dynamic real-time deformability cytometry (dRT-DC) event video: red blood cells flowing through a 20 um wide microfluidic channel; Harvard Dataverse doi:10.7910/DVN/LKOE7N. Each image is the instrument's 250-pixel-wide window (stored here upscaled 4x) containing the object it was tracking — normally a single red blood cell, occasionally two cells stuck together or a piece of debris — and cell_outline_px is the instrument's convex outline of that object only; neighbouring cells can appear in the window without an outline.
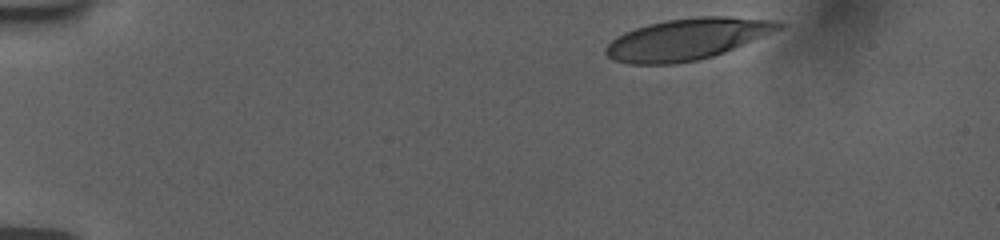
{"species": "human", "species_latin": "Homo sapiens", "temperature_condition": "room temperature", "stored_images_in_passage": 23, "camera_frame_rate_fps": 3000, "um_per_image_px": 0.085, "donor": {"sex": "female"}, "frame": {"image": 1, "passage_image": 1, "time_ms": 0.0, "image_size_px": [1000, 240], "cell_outline_px": [[784, 28], [724, 52], [712, 56], [696, 60], [676, 64], [628, 64], [612, 60], [604, 52], [604, 48], [616, 36], [624, 32], [648, 24], [668, 20], [696, 16], [728, 16], [776, 20], [784, 24]], "centroid_in_image_um": [58.4, 3.32], "position_along_channel_um": 26.6, "area_um2": 41.79}}
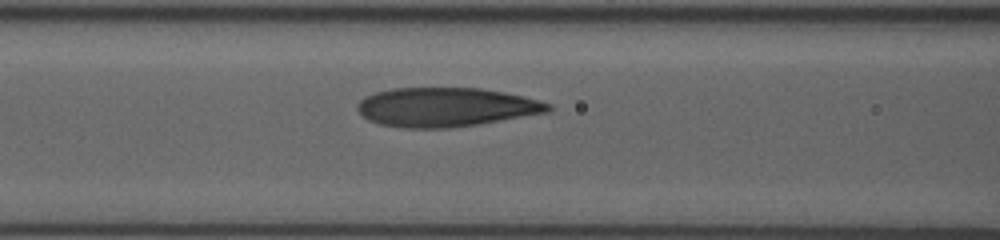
{"frame": {"image": 2, "passage_image": 14, "time_ms": 5.333, "image_size_px": [1000, 240], "cell_outline_px": [[552, 108], [548, 112], [476, 124], [444, 128], [408, 128], [380, 124], [368, 120], [356, 108], [356, 104], [364, 96], [376, 92], [392, 88], [480, 88], [504, 92], [524, 96], [552, 104]], "centroid_in_image_um": [37.88, 9.09], "position_along_channel_um": 128.7, "area_um2": 43.23}}
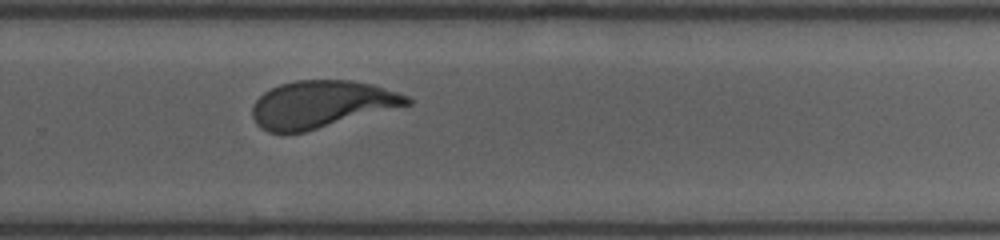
{"frame": {"image": 3, "passage_image": 23, "time_ms": 10.0, "image_size_px": [1000, 240], "cell_outline_px": [[412, 104], [304, 132], [268, 132], [260, 128], [256, 124], [252, 116], [252, 104], [264, 92], [280, 84], [296, 80], [352, 80], [372, 84], [408, 96], [412, 100]], "centroid_in_image_um": [27.3, 8.86], "position_along_channel_um": 302.5, "area_um2": 42.43}}